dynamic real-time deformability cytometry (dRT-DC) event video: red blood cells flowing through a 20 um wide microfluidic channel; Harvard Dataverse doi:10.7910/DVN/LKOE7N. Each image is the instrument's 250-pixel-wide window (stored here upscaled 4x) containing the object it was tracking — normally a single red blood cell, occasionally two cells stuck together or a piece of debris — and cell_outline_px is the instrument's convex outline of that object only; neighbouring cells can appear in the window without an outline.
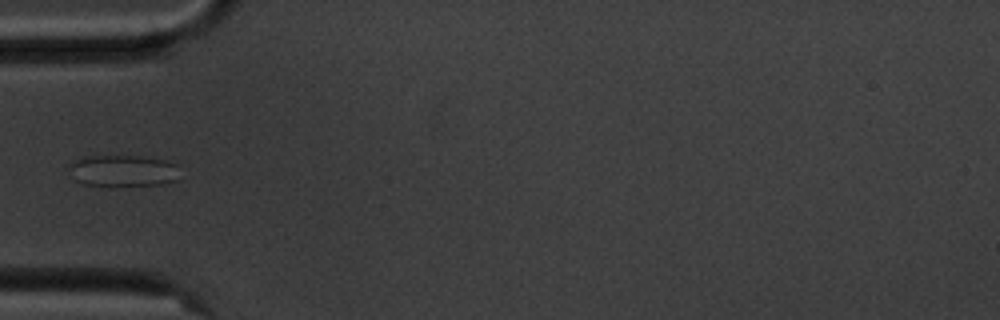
{"species": "common noctule bat (a hibernating species)", "species_latin": "Nyctalus noctula", "temperature_condition": "cold", "stored_images_in_passage": 39, "camera_frame_rate_fps": 3000, "um_per_image_px": 0.085, "animal": {"sex": "male", "body_mass_g": 20.1, "forearm_length_mm": 53.5}, "frame": {"image": 1, "passage_image": 1, "time_ms": 0.0, "image_size_px": [1000, 320], "cell_outline_px": [[176, 180], [168, 184], [84, 184], [76, 180], [64, 168], [76, 160], [84, 156], [144, 156], [168, 160], [176, 164]], "centroid_in_image_um": [10.42, 14.48], "position_along_channel_um": 74.6, "area_um2": 20.06}}
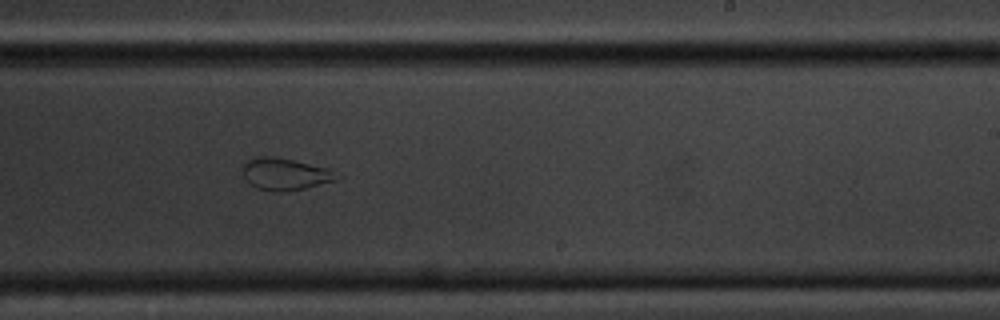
{"frame": {"image": 2, "passage_image": 17, "time_ms": 5.333, "image_size_px": [1000, 320], "cell_outline_px": [[344, 176], [336, 180], [304, 188], [280, 192], [276, 192], [256, 188], [248, 184], [244, 176], [244, 164], [248, 160], [256, 156], [272, 156], [292, 160], [328, 168]], "centroid_in_image_um": [24.25, 14.8], "position_along_channel_um": 264.8, "area_um2": 17.51}}
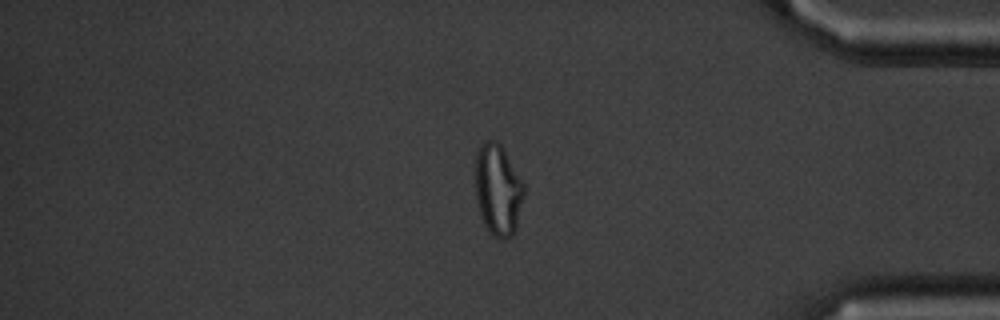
{"frame": {"image": 3, "passage_image": 30, "time_ms": 9.667, "image_size_px": [1000, 320], "cell_outline_px": [[524, 196], [516, 228], [512, 236], [504, 240], [500, 240], [492, 236], [484, 224], [480, 216], [476, 200], [472, 172], [476, 152], [480, 144], [488, 140], [496, 140], [504, 148], [524, 184]], "centroid_in_image_um": [42.28, 16.12], "position_along_channel_um": 392.9, "area_um2": 26.88}}